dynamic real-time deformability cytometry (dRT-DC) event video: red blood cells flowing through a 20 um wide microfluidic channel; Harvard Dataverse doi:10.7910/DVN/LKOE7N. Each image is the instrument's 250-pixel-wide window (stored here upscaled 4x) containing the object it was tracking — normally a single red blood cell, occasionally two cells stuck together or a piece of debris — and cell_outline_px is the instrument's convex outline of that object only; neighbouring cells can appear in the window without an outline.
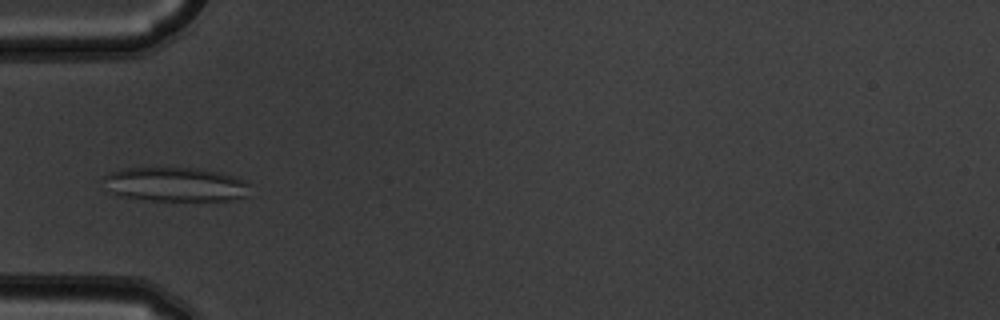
{"species": "common noctule bat (a hibernating species)", "species_latin": "Nyctalus noctula", "temperature_condition": "warm", "stored_images_in_passage": 7, "camera_frame_rate_fps": 3000, "um_per_image_px": 0.085, "animal": {"sex": "male", "body_mass_g": 19.5, "forearm_length_mm": 54.6}, "frame": {"image": 1, "passage_image": 6, "time_ms": 1.667, "image_size_px": [1000, 320], "cell_outline_px": [[252, 196], [232, 200], [144, 200], [124, 196], [112, 192], [100, 180], [108, 172], [124, 168], [156, 164], [200, 168], [220, 172], [236, 176], [252, 184]], "centroid_in_image_um": [14.95, 15.61], "position_along_channel_um": 70.0, "area_um2": 30.87}}
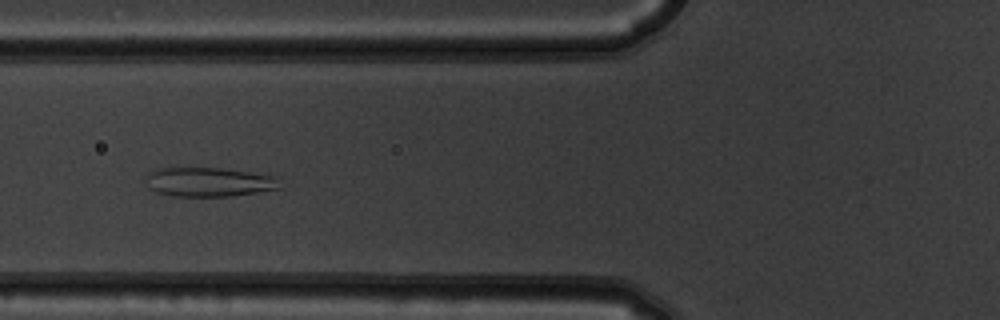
{"frame": {"image": 2, "passage_image": 7, "time_ms": 2.0, "image_size_px": [1000, 320], "cell_outline_px": [[280, 188], [232, 196], [172, 196], [156, 192], [148, 188], [148, 172], [156, 168], [220, 168], [248, 172], [272, 176]], "centroid_in_image_um": [17.67, 15.47], "position_along_channel_um": 108.1, "area_um2": 22.37}}